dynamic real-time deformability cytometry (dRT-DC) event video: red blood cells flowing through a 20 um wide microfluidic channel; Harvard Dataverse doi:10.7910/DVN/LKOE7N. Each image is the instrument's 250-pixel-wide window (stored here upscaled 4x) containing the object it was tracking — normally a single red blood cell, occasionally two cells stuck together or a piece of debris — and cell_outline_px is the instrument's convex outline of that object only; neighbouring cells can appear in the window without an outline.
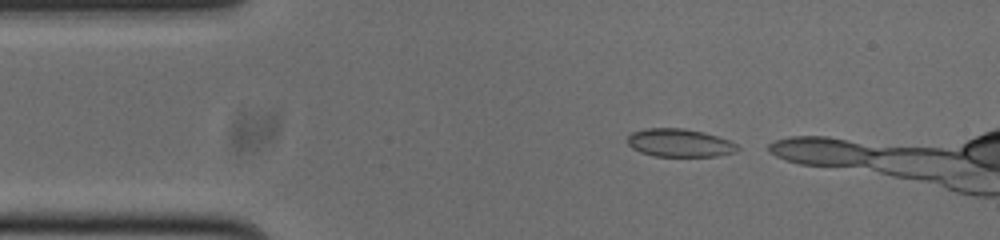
{"species": "common noctule bat (a hibernating species)", "species_latin": "Nyctalus noctula", "temperature_condition": "cold", "stored_images_in_passage": 7, "camera_frame_rate_fps": 3000, "um_per_image_px": 0.085, "animal": {"sex": "male", "body_mass_g": 20.0, "forearm_length_mm": 53.3}, "frame": {"image": 1, "passage_image": 2, "time_ms": 0.333, "image_size_px": [1000, 240], "cell_outline_px": [[740, 148], [736, 152], [716, 156], [656, 156], [640, 152], [632, 148], [628, 144], [628, 136], [632, 132], [648, 128], [684, 128], [704, 132], [728, 140], [736, 144]], "centroid_in_image_um": [57.76, 12.14], "position_along_channel_um": 27.2, "area_um2": 17.92}}